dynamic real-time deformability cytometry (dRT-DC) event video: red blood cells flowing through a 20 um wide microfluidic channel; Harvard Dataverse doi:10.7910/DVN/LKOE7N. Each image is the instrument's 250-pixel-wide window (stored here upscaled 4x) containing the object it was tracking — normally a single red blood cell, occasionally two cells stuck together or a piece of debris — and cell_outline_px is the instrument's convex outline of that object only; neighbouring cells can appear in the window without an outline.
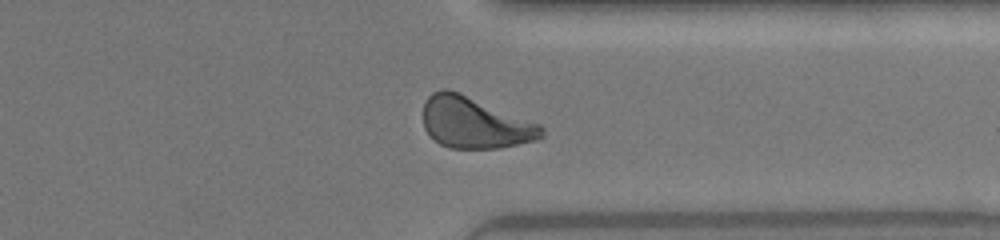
{"species": "human", "species_latin": "Homo sapiens", "temperature_condition": "warm", "stored_images_in_passage": 34, "camera_frame_rate_fps": 3000, "um_per_image_px": 0.085, "donor": {"sex": "female"}, "frame": {"image": 1, "passage_image": 24, "time_ms": 7.667, "image_size_px": [1000, 240], "cell_outline_px": [[544, 136], [540, 140], [500, 148], [448, 148], [440, 144], [424, 128], [424, 104], [428, 96], [432, 92], [444, 88], [448, 88], [460, 92], [540, 124], [544, 128]], "centroid_in_image_um": [40.38, 10.43], "position_along_channel_um": 371.0, "area_um2": 35.55}}
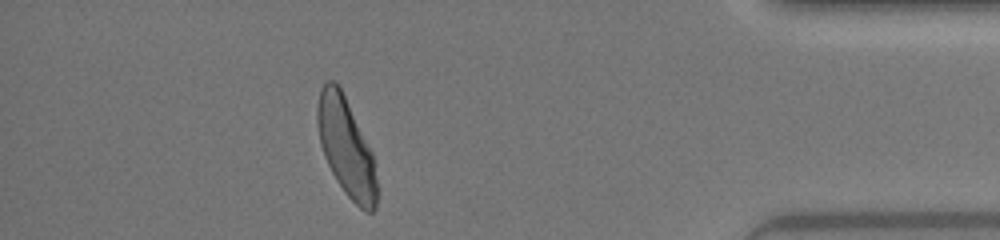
{"frame": {"image": 2, "passage_image": 29, "time_ms": 9.333, "image_size_px": [1000, 240], "cell_outline_px": [[380, 192], [376, 208], [372, 212], [364, 212], [344, 192], [336, 180], [324, 156], [320, 144], [316, 124], [316, 108], [320, 88], [328, 80], [336, 80], [372, 152]], "centroid_in_image_um": [29.43, 12.56], "position_along_channel_um": 405.8, "area_um2": 34.39}, "authors_computed_cell_mechanics": {"area_um2": 34.391, "velocity_mm_per_s": 4.3466, "shape_relaxation_time_tau1_ms": 3.2607, "shape_relaxation_time_tau2_ms": 0.6111, "deformation_change_tau1": 0.1675, "deformation_change_tau2": 0.0639}}